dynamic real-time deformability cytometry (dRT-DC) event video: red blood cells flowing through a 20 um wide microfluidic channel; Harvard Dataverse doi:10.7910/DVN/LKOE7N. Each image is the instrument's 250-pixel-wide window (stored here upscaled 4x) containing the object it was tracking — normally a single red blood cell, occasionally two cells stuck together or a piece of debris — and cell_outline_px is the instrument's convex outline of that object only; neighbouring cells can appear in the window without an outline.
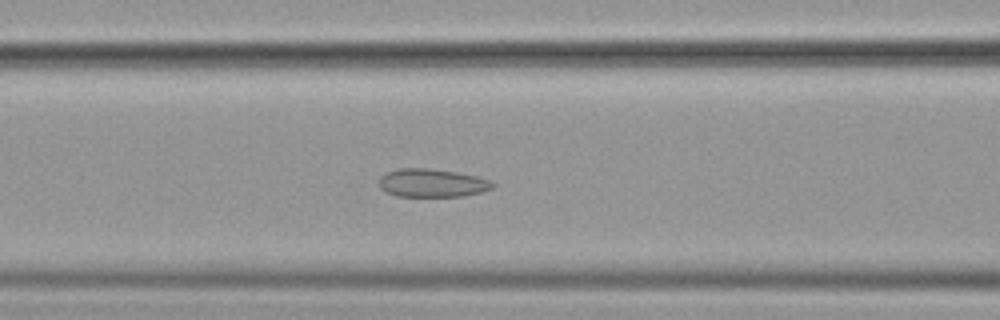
{"species": "common noctule bat (a hibernating species)", "species_latin": "Nyctalus noctula", "temperature_condition": "cold", "stored_images_in_passage": 56, "camera_frame_rate_fps": 3000, "um_per_image_px": 0.085, "animal": {"sex": "female", "body_mass_g": 19.9}, "frame": {"image": 1, "passage_image": 24, "time_ms": 7.667, "image_size_px": [1000, 320], "cell_outline_px": [[496, 184], [492, 188], [480, 192], [464, 196], [396, 196], [384, 192], [380, 188], [380, 176], [388, 172], [400, 168], [428, 168], [456, 172], [476, 176], [488, 180]], "centroid_in_image_um": [36.7, 15.56], "position_along_channel_um": 129.9, "area_um2": 18.61}}
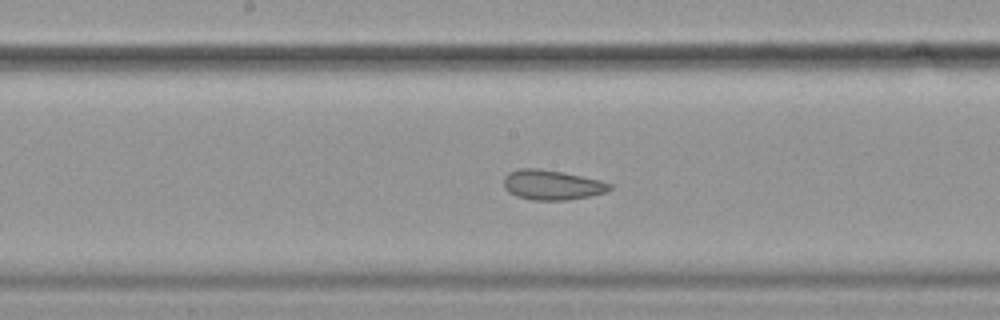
{"frame": {"image": 2, "passage_image": 30, "time_ms": 9.667, "image_size_px": [1000, 320], "cell_outline_px": [[612, 188], [608, 192], [568, 200], [532, 200], [516, 196], [508, 192], [504, 188], [504, 176], [508, 172], [520, 168], [536, 168], [564, 172], [600, 180], [612, 184]], "centroid_in_image_um": [46.91, 15.71], "position_along_channel_um": 201.3, "area_um2": 18.61}}
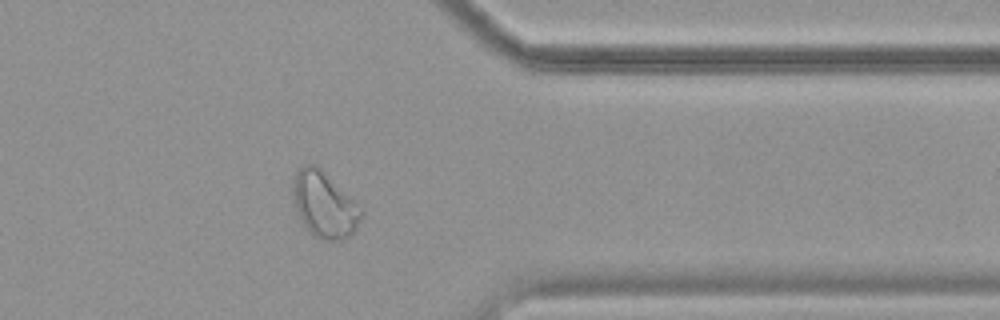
{"frame": {"image": 3, "passage_image": 46, "time_ms": 15.0, "image_size_px": [1000, 320], "cell_outline_px": [[364, 212], [356, 228], [344, 240], [320, 240], [300, 220], [292, 200], [292, 184], [296, 172], [304, 164], [316, 164], [356, 200], [364, 208]], "centroid_in_image_um": [27.58, 17.37], "position_along_channel_um": 383.8, "area_um2": 26.53}, "authors_computed_cell_mechanics": {"area_um2": 22.9177, "velocity_mm_per_s": 3.576, "shape_relaxation_time_tau1_ms": null, "shape_relaxation_time_tau2_ms": 1.5089, "deformation_change_tau1": null, "deformation_change_tau2": 0.0683}}